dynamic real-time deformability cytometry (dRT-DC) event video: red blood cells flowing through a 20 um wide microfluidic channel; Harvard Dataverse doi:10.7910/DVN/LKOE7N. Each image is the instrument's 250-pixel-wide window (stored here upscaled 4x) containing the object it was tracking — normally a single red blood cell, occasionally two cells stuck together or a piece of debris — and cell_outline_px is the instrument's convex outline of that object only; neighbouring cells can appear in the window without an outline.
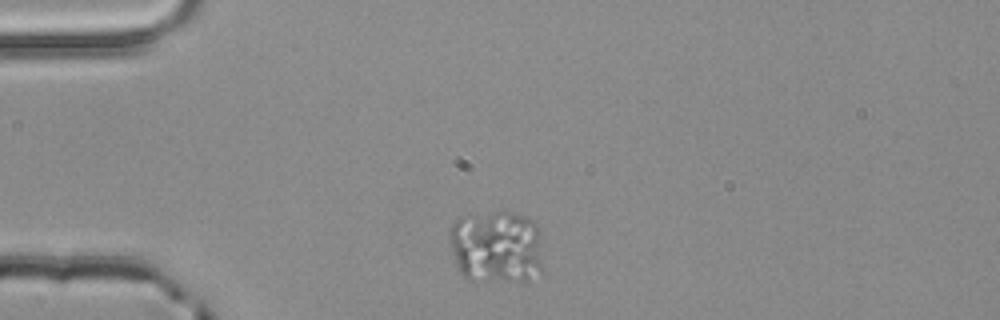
{"species": "common noctule bat (a hibernating species)", "species_latin": "Nyctalus noctula", "temperature_condition": "room temperature", "stored_images_in_passage": 2, "camera_frame_rate_fps": 3000, "um_per_image_px": 0.085, "animal": {"sex": "male", "body_mass_g": 20.4}, "frame": {"image": 1, "passage_image": 1, "time_ms": 0.0, "image_size_px": [1000, 320], "cell_outline_px": [[544, 272], [528, 280], [468, 280], [456, 268], [452, 244], [452, 224], [460, 216], [500, 208], [516, 212], [528, 216], [536, 224], [540, 232], [544, 268]], "centroid_in_image_um": [42.27, 20.92], "position_along_channel_um": 42.7, "area_um2": 41.1}}